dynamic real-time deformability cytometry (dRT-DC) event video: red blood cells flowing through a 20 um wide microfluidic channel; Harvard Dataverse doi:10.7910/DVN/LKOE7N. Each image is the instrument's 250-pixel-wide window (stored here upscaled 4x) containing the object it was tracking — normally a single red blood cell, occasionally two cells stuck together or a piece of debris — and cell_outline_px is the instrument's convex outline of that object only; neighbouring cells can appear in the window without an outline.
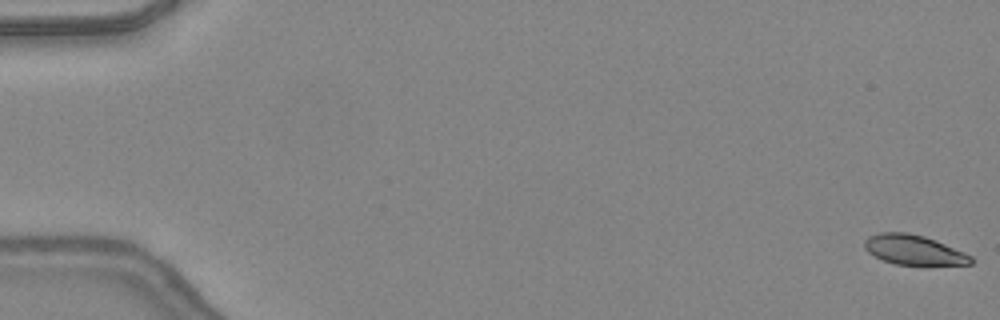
{"species": "common noctule bat (a hibernating species)", "species_latin": "Nyctalus noctula", "temperature_condition": "warm", "stored_images_in_passage": 49, "segment_of_instrument_passage": [1, 2], "camera_frame_rate_fps": 3000, "um_per_image_px": 0.085, "animal": {"sex": "female", "body_mass_g": 24.6, "forearm_length_mm": 56.2}, "frame": {"image": 1, "passage_image": 1, "time_ms": 0.0, "image_size_px": [1000, 320], "cell_outline_px": [[972, 264], [896, 264], [884, 260], [868, 252], [864, 248], [864, 240], [868, 236], [880, 232], [908, 232], [924, 236], [936, 240], [964, 252], [972, 256]], "centroid_in_image_um": [77.64, 21.21], "position_along_channel_um": 7.4, "area_um2": 18.26}}
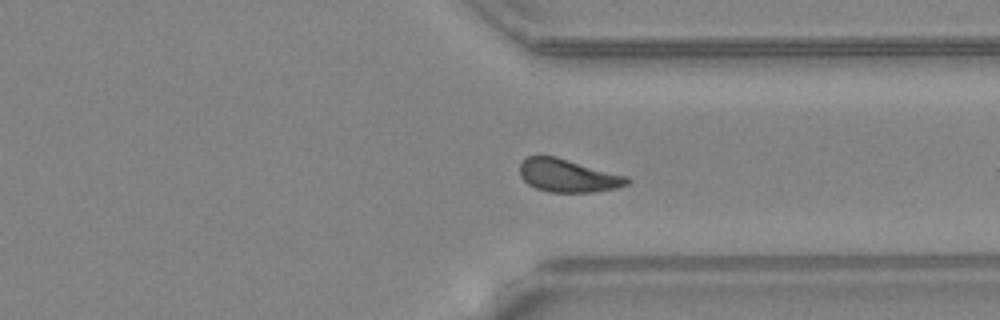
{"frame": {"image": 2, "passage_image": 37, "time_ms": 12.0, "image_size_px": [1000, 320], "cell_outline_px": [[632, 180], [628, 184], [616, 188], [592, 192], [548, 192], [536, 188], [528, 184], [520, 176], [520, 164], [528, 156], [556, 156], [628, 176]], "centroid_in_image_um": [48.3, 14.93], "position_along_channel_um": 363.1, "area_um2": 20.69}}
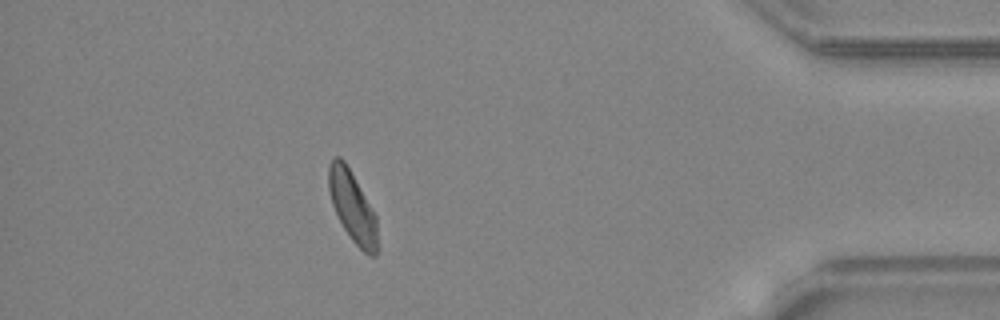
{"frame": {"image": 3, "passage_image": 43, "time_ms": 14.0, "image_size_px": [1000, 320], "cell_outline_px": [[376, 256], [368, 256], [352, 240], [344, 228], [332, 204], [328, 188], [328, 164], [336, 156], [340, 156], [344, 160], [372, 208], [376, 216]], "centroid_in_image_um": [29.93, 17.54], "position_along_channel_um": 405.3, "area_um2": 19.71}}